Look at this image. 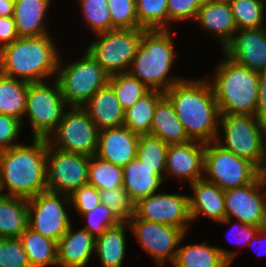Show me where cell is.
<instances>
[{
    "label": "cell",
    "mask_w": 266,
    "mask_h": 267,
    "mask_svg": "<svg viewBox=\"0 0 266 267\" xmlns=\"http://www.w3.org/2000/svg\"><path fill=\"white\" fill-rule=\"evenodd\" d=\"M164 94L191 140L203 143L216 141L220 114L210 80L182 79Z\"/></svg>",
    "instance_id": "obj_1"
},
{
    "label": "cell",
    "mask_w": 266,
    "mask_h": 267,
    "mask_svg": "<svg viewBox=\"0 0 266 267\" xmlns=\"http://www.w3.org/2000/svg\"><path fill=\"white\" fill-rule=\"evenodd\" d=\"M48 140L33 138L32 145L19 144L0 154V194L29 199L48 190L46 155Z\"/></svg>",
    "instance_id": "obj_2"
},
{
    "label": "cell",
    "mask_w": 266,
    "mask_h": 267,
    "mask_svg": "<svg viewBox=\"0 0 266 267\" xmlns=\"http://www.w3.org/2000/svg\"><path fill=\"white\" fill-rule=\"evenodd\" d=\"M47 35L19 37L0 49V73L27 83L57 74L59 52Z\"/></svg>",
    "instance_id": "obj_3"
},
{
    "label": "cell",
    "mask_w": 266,
    "mask_h": 267,
    "mask_svg": "<svg viewBox=\"0 0 266 267\" xmlns=\"http://www.w3.org/2000/svg\"><path fill=\"white\" fill-rule=\"evenodd\" d=\"M218 65L210 81L220 115H255L258 73L237 64L228 56Z\"/></svg>",
    "instance_id": "obj_4"
},
{
    "label": "cell",
    "mask_w": 266,
    "mask_h": 267,
    "mask_svg": "<svg viewBox=\"0 0 266 267\" xmlns=\"http://www.w3.org/2000/svg\"><path fill=\"white\" fill-rule=\"evenodd\" d=\"M171 36L170 30H145L142 34L128 72L150 90L165 92L182 80L168 77L176 55Z\"/></svg>",
    "instance_id": "obj_5"
},
{
    "label": "cell",
    "mask_w": 266,
    "mask_h": 267,
    "mask_svg": "<svg viewBox=\"0 0 266 267\" xmlns=\"http://www.w3.org/2000/svg\"><path fill=\"white\" fill-rule=\"evenodd\" d=\"M218 119L224 131L225 144H222L221 136L216 138V142L235 155L250 160L266 173L263 122L255 115H220Z\"/></svg>",
    "instance_id": "obj_6"
},
{
    "label": "cell",
    "mask_w": 266,
    "mask_h": 267,
    "mask_svg": "<svg viewBox=\"0 0 266 267\" xmlns=\"http://www.w3.org/2000/svg\"><path fill=\"white\" fill-rule=\"evenodd\" d=\"M62 62L59 58L56 80L66 104L70 107L83 106L99 89L109 83L110 75L88 51L82 59L70 63L67 67L63 68Z\"/></svg>",
    "instance_id": "obj_7"
},
{
    "label": "cell",
    "mask_w": 266,
    "mask_h": 267,
    "mask_svg": "<svg viewBox=\"0 0 266 267\" xmlns=\"http://www.w3.org/2000/svg\"><path fill=\"white\" fill-rule=\"evenodd\" d=\"M261 173L253 162L222 148L216 141L206 143L204 179L220 189L243 187Z\"/></svg>",
    "instance_id": "obj_8"
},
{
    "label": "cell",
    "mask_w": 266,
    "mask_h": 267,
    "mask_svg": "<svg viewBox=\"0 0 266 267\" xmlns=\"http://www.w3.org/2000/svg\"><path fill=\"white\" fill-rule=\"evenodd\" d=\"M145 29H114L97 33L88 53L110 75L128 72Z\"/></svg>",
    "instance_id": "obj_9"
},
{
    "label": "cell",
    "mask_w": 266,
    "mask_h": 267,
    "mask_svg": "<svg viewBox=\"0 0 266 267\" xmlns=\"http://www.w3.org/2000/svg\"><path fill=\"white\" fill-rule=\"evenodd\" d=\"M67 104L58 81L54 88L45 82L28 83L25 113L30 119L34 138H48L62 120Z\"/></svg>",
    "instance_id": "obj_10"
},
{
    "label": "cell",
    "mask_w": 266,
    "mask_h": 267,
    "mask_svg": "<svg viewBox=\"0 0 266 267\" xmlns=\"http://www.w3.org/2000/svg\"><path fill=\"white\" fill-rule=\"evenodd\" d=\"M70 108L69 112L63 114L57 128L47 138L48 143L65 152L85 156L95 155L100 130L82 107L71 106Z\"/></svg>",
    "instance_id": "obj_11"
},
{
    "label": "cell",
    "mask_w": 266,
    "mask_h": 267,
    "mask_svg": "<svg viewBox=\"0 0 266 267\" xmlns=\"http://www.w3.org/2000/svg\"><path fill=\"white\" fill-rule=\"evenodd\" d=\"M62 198L70 206L68 195L50 190L27 199L28 227L58 242L71 225Z\"/></svg>",
    "instance_id": "obj_12"
},
{
    "label": "cell",
    "mask_w": 266,
    "mask_h": 267,
    "mask_svg": "<svg viewBox=\"0 0 266 267\" xmlns=\"http://www.w3.org/2000/svg\"><path fill=\"white\" fill-rule=\"evenodd\" d=\"M90 156L65 152L48 143L46 183L50 191L70 195L88 184Z\"/></svg>",
    "instance_id": "obj_13"
},
{
    "label": "cell",
    "mask_w": 266,
    "mask_h": 267,
    "mask_svg": "<svg viewBox=\"0 0 266 267\" xmlns=\"http://www.w3.org/2000/svg\"><path fill=\"white\" fill-rule=\"evenodd\" d=\"M265 185L266 173L262 172L252 183L224 190L225 219L219 223L230 224L234 217L246 225L266 227V195L261 192Z\"/></svg>",
    "instance_id": "obj_14"
},
{
    "label": "cell",
    "mask_w": 266,
    "mask_h": 267,
    "mask_svg": "<svg viewBox=\"0 0 266 267\" xmlns=\"http://www.w3.org/2000/svg\"><path fill=\"white\" fill-rule=\"evenodd\" d=\"M132 218L174 226L185 234L191 221L188 195L154 193L134 203Z\"/></svg>",
    "instance_id": "obj_15"
},
{
    "label": "cell",
    "mask_w": 266,
    "mask_h": 267,
    "mask_svg": "<svg viewBox=\"0 0 266 267\" xmlns=\"http://www.w3.org/2000/svg\"><path fill=\"white\" fill-rule=\"evenodd\" d=\"M127 222L137 241L159 266L163 267L167 258L173 263L178 250L176 246L186 235L181 229L139 218H131Z\"/></svg>",
    "instance_id": "obj_16"
},
{
    "label": "cell",
    "mask_w": 266,
    "mask_h": 267,
    "mask_svg": "<svg viewBox=\"0 0 266 267\" xmlns=\"http://www.w3.org/2000/svg\"><path fill=\"white\" fill-rule=\"evenodd\" d=\"M235 34L224 55L253 72L266 70V28L240 29Z\"/></svg>",
    "instance_id": "obj_17"
},
{
    "label": "cell",
    "mask_w": 266,
    "mask_h": 267,
    "mask_svg": "<svg viewBox=\"0 0 266 267\" xmlns=\"http://www.w3.org/2000/svg\"><path fill=\"white\" fill-rule=\"evenodd\" d=\"M206 143L191 140L186 143L171 144L167 149L165 174L178 179L190 180V184L203 179Z\"/></svg>",
    "instance_id": "obj_18"
},
{
    "label": "cell",
    "mask_w": 266,
    "mask_h": 267,
    "mask_svg": "<svg viewBox=\"0 0 266 267\" xmlns=\"http://www.w3.org/2000/svg\"><path fill=\"white\" fill-rule=\"evenodd\" d=\"M139 136L126 126L99 131L95 155L114 165L125 167L137 156Z\"/></svg>",
    "instance_id": "obj_19"
},
{
    "label": "cell",
    "mask_w": 266,
    "mask_h": 267,
    "mask_svg": "<svg viewBox=\"0 0 266 267\" xmlns=\"http://www.w3.org/2000/svg\"><path fill=\"white\" fill-rule=\"evenodd\" d=\"M195 22H199L202 28L213 32L219 39L223 49L231 42L237 26L228 0H204L198 10Z\"/></svg>",
    "instance_id": "obj_20"
},
{
    "label": "cell",
    "mask_w": 266,
    "mask_h": 267,
    "mask_svg": "<svg viewBox=\"0 0 266 267\" xmlns=\"http://www.w3.org/2000/svg\"><path fill=\"white\" fill-rule=\"evenodd\" d=\"M81 107L89 114L99 130L124 126L125 110L109 83Z\"/></svg>",
    "instance_id": "obj_21"
},
{
    "label": "cell",
    "mask_w": 266,
    "mask_h": 267,
    "mask_svg": "<svg viewBox=\"0 0 266 267\" xmlns=\"http://www.w3.org/2000/svg\"><path fill=\"white\" fill-rule=\"evenodd\" d=\"M194 196L189 198V211L191 221L200 214L217 222L225 219L224 190L207 180L199 179L191 183Z\"/></svg>",
    "instance_id": "obj_22"
},
{
    "label": "cell",
    "mask_w": 266,
    "mask_h": 267,
    "mask_svg": "<svg viewBox=\"0 0 266 267\" xmlns=\"http://www.w3.org/2000/svg\"><path fill=\"white\" fill-rule=\"evenodd\" d=\"M96 239L85 229L72 231L70 225L67 232L57 242V265L60 267H86Z\"/></svg>",
    "instance_id": "obj_23"
},
{
    "label": "cell",
    "mask_w": 266,
    "mask_h": 267,
    "mask_svg": "<svg viewBox=\"0 0 266 267\" xmlns=\"http://www.w3.org/2000/svg\"><path fill=\"white\" fill-rule=\"evenodd\" d=\"M236 252L211 247L206 242L179 247L172 263L174 267H228Z\"/></svg>",
    "instance_id": "obj_24"
},
{
    "label": "cell",
    "mask_w": 266,
    "mask_h": 267,
    "mask_svg": "<svg viewBox=\"0 0 266 267\" xmlns=\"http://www.w3.org/2000/svg\"><path fill=\"white\" fill-rule=\"evenodd\" d=\"M123 189L133 203L157 192L163 181L156 175V168H150L136 157L123 167Z\"/></svg>",
    "instance_id": "obj_25"
},
{
    "label": "cell",
    "mask_w": 266,
    "mask_h": 267,
    "mask_svg": "<svg viewBox=\"0 0 266 267\" xmlns=\"http://www.w3.org/2000/svg\"><path fill=\"white\" fill-rule=\"evenodd\" d=\"M51 0H14L13 19L19 37L47 35L45 14Z\"/></svg>",
    "instance_id": "obj_26"
},
{
    "label": "cell",
    "mask_w": 266,
    "mask_h": 267,
    "mask_svg": "<svg viewBox=\"0 0 266 267\" xmlns=\"http://www.w3.org/2000/svg\"><path fill=\"white\" fill-rule=\"evenodd\" d=\"M151 135L168 145L191 141L184 130L183 124L177 117L172 103L166 96L155 107Z\"/></svg>",
    "instance_id": "obj_27"
},
{
    "label": "cell",
    "mask_w": 266,
    "mask_h": 267,
    "mask_svg": "<svg viewBox=\"0 0 266 267\" xmlns=\"http://www.w3.org/2000/svg\"><path fill=\"white\" fill-rule=\"evenodd\" d=\"M27 227V199L0 194V238H19Z\"/></svg>",
    "instance_id": "obj_28"
},
{
    "label": "cell",
    "mask_w": 266,
    "mask_h": 267,
    "mask_svg": "<svg viewBox=\"0 0 266 267\" xmlns=\"http://www.w3.org/2000/svg\"><path fill=\"white\" fill-rule=\"evenodd\" d=\"M164 96V92L149 90L131 107L125 110L124 126L138 136L151 135L154 110L157 103Z\"/></svg>",
    "instance_id": "obj_29"
},
{
    "label": "cell",
    "mask_w": 266,
    "mask_h": 267,
    "mask_svg": "<svg viewBox=\"0 0 266 267\" xmlns=\"http://www.w3.org/2000/svg\"><path fill=\"white\" fill-rule=\"evenodd\" d=\"M127 221L108 228L96 238L95 251L103 267H122L126 252Z\"/></svg>",
    "instance_id": "obj_30"
},
{
    "label": "cell",
    "mask_w": 266,
    "mask_h": 267,
    "mask_svg": "<svg viewBox=\"0 0 266 267\" xmlns=\"http://www.w3.org/2000/svg\"><path fill=\"white\" fill-rule=\"evenodd\" d=\"M31 267L57 265V242L27 227L20 235Z\"/></svg>",
    "instance_id": "obj_31"
},
{
    "label": "cell",
    "mask_w": 266,
    "mask_h": 267,
    "mask_svg": "<svg viewBox=\"0 0 266 267\" xmlns=\"http://www.w3.org/2000/svg\"><path fill=\"white\" fill-rule=\"evenodd\" d=\"M27 82L0 73V114L22 122L26 109Z\"/></svg>",
    "instance_id": "obj_32"
},
{
    "label": "cell",
    "mask_w": 266,
    "mask_h": 267,
    "mask_svg": "<svg viewBox=\"0 0 266 267\" xmlns=\"http://www.w3.org/2000/svg\"><path fill=\"white\" fill-rule=\"evenodd\" d=\"M123 167L114 165L96 155L90 156L88 184L98 190L123 187Z\"/></svg>",
    "instance_id": "obj_33"
},
{
    "label": "cell",
    "mask_w": 266,
    "mask_h": 267,
    "mask_svg": "<svg viewBox=\"0 0 266 267\" xmlns=\"http://www.w3.org/2000/svg\"><path fill=\"white\" fill-rule=\"evenodd\" d=\"M168 0H136L139 26L145 30H169Z\"/></svg>",
    "instance_id": "obj_34"
},
{
    "label": "cell",
    "mask_w": 266,
    "mask_h": 267,
    "mask_svg": "<svg viewBox=\"0 0 266 267\" xmlns=\"http://www.w3.org/2000/svg\"><path fill=\"white\" fill-rule=\"evenodd\" d=\"M168 144L152 135L139 136L137 158L150 168H156V175L162 180L166 168Z\"/></svg>",
    "instance_id": "obj_35"
},
{
    "label": "cell",
    "mask_w": 266,
    "mask_h": 267,
    "mask_svg": "<svg viewBox=\"0 0 266 267\" xmlns=\"http://www.w3.org/2000/svg\"><path fill=\"white\" fill-rule=\"evenodd\" d=\"M237 30L265 27L264 0H228Z\"/></svg>",
    "instance_id": "obj_36"
},
{
    "label": "cell",
    "mask_w": 266,
    "mask_h": 267,
    "mask_svg": "<svg viewBox=\"0 0 266 267\" xmlns=\"http://www.w3.org/2000/svg\"><path fill=\"white\" fill-rule=\"evenodd\" d=\"M109 84L124 110L131 107L150 90L129 72L110 76Z\"/></svg>",
    "instance_id": "obj_37"
},
{
    "label": "cell",
    "mask_w": 266,
    "mask_h": 267,
    "mask_svg": "<svg viewBox=\"0 0 266 267\" xmlns=\"http://www.w3.org/2000/svg\"><path fill=\"white\" fill-rule=\"evenodd\" d=\"M87 25L95 34L112 30V19L107 0H80Z\"/></svg>",
    "instance_id": "obj_38"
},
{
    "label": "cell",
    "mask_w": 266,
    "mask_h": 267,
    "mask_svg": "<svg viewBox=\"0 0 266 267\" xmlns=\"http://www.w3.org/2000/svg\"><path fill=\"white\" fill-rule=\"evenodd\" d=\"M112 30L140 28L136 12V0H107Z\"/></svg>",
    "instance_id": "obj_39"
},
{
    "label": "cell",
    "mask_w": 266,
    "mask_h": 267,
    "mask_svg": "<svg viewBox=\"0 0 266 267\" xmlns=\"http://www.w3.org/2000/svg\"><path fill=\"white\" fill-rule=\"evenodd\" d=\"M81 215L88 221L83 229L88 231L95 239L101 236L106 229L122 222L110 208L101 203L90 212Z\"/></svg>",
    "instance_id": "obj_40"
},
{
    "label": "cell",
    "mask_w": 266,
    "mask_h": 267,
    "mask_svg": "<svg viewBox=\"0 0 266 267\" xmlns=\"http://www.w3.org/2000/svg\"><path fill=\"white\" fill-rule=\"evenodd\" d=\"M101 204L110 208L121 221H128L134 215V203L121 188L99 190Z\"/></svg>",
    "instance_id": "obj_41"
},
{
    "label": "cell",
    "mask_w": 266,
    "mask_h": 267,
    "mask_svg": "<svg viewBox=\"0 0 266 267\" xmlns=\"http://www.w3.org/2000/svg\"><path fill=\"white\" fill-rule=\"evenodd\" d=\"M0 267H31L19 238H0Z\"/></svg>",
    "instance_id": "obj_42"
},
{
    "label": "cell",
    "mask_w": 266,
    "mask_h": 267,
    "mask_svg": "<svg viewBox=\"0 0 266 267\" xmlns=\"http://www.w3.org/2000/svg\"><path fill=\"white\" fill-rule=\"evenodd\" d=\"M69 201L79 214L90 212L101 203L99 190L89 184L74 190L69 195Z\"/></svg>",
    "instance_id": "obj_43"
},
{
    "label": "cell",
    "mask_w": 266,
    "mask_h": 267,
    "mask_svg": "<svg viewBox=\"0 0 266 267\" xmlns=\"http://www.w3.org/2000/svg\"><path fill=\"white\" fill-rule=\"evenodd\" d=\"M204 0H168V23L186 19H196Z\"/></svg>",
    "instance_id": "obj_44"
},
{
    "label": "cell",
    "mask_w": 266,
    "mask_h": 267,
    "mask_svg": "<svg viewBox=\"0 0 266 267\" xmlns=\"http://www.w3.org/2000/svg\"><path fill=\"white\" fill-rule=\"evenodd\" d=\"M22 122L18 119L0 114V149L6 150L14 146L19 145V143H12L20 134Z\"/></svg>",
    "instance_id": "obj_45"
},
{
    "label": "cell",
    "mask_w": 266,
    "mask_h": 267,
    "mask_svg": "<svg viewBox=\"0 0 266 267\" xmlns=\"http://www.w3.org/2000/svg\"><path fill=\"white\" fill-rule=\"evenodd\" d=\"M18 38L13 16H0V49Z\"/></svg>",
    "instance_id": "obj_46"
},
{
    "label": "cell",
    "mask_w": 266,
    "mask_h": 267,
    "mask_svg": "<svg viewBox=\"0 0 266 267\" xmlns=\"http://www.w3.org/2000/svg\"><path fill=\"white\" fill-rule=\"evenodd\" d=\"M255 116L261 122L266 120V70L258 73V101Z\"/></svg>",
    "instance_id": "obj_47"
},
{
    "label": "cell",
    "mask_w": 266,
    "mask_h": 267,
    "mask_svg": "<svg viewBox=\"0 0 266 267\" xmlns=\"http://www.w3.org/2000/svg\"><path fill=\"white\" fill-rule=\"evenodd\" d=\"M237 225H238L239 229L237 227L238 230L236 232L237 233L236 236H237V238L239 240L245 241L246 242V245L249 244V242L252 239H255V240H257V238L259 239V237H257V233L260 230V227L246 225V224H243L242 222L238 223Z\"/></svg>",
    "instance_id": "obj_48"
},
{
    "label": "cell",
    "mask_w": 266,
    "mask_h": 267,
    "mask_svg": "<svg viewBox=\"0 0 266 267\" xmlns=\"http://www.w3.org/2000/svg\"><path fill=\"white\" fill-rule=\"evenodd\" d=\"M14 0H0V16H13Z\"/></svg>",
    "instance_id": "obj_49"
},
{
    "label": "cell",
    "mask_w": 266,
    "mask_h": 267,
    "mask_svg": "<svg viewBox=\"0 0 266 267\" xmlns=\"http://www.w3.org/2000/svg\"><path fill=\"white\" fill-rule=\"evenodd\" d=\"M257 236L258 237H262V238H264V240H266V227H264V228H260V230L258 231V233H257ZM254 239H252L250 242H249V245H251V247H252V242H254L253 241ZM254 247V246H253ZM266 253V251H264V254ZM259 254V253H258ZM263 254V253H262Z\"/></svg>",
    "instance_id": "obj_50"
},
{
    "label": "cell",
    "mask_w": 266,
    "mask_h": 267,
    "mask_svg": "<svg viewBox=\"0 0 266 267\" xmlns=\"http://www.w3.org/2000/svg\"><path fill=\"white\" fill-rule=\"evenodd\" d=\"M264 126V139L266 140V120L263 121ZM265 151H266V141H265Z\"/></svg>",
    "instance_id": "obj_51"
}]
</instances>
